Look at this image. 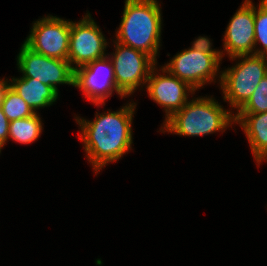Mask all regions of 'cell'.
I'll return each instance as SVG.
<instances>
[{
    "mask_svg": "<svg viewBox=\"0 0 267 266\" xmlns=\"http://www.w3.org/2000/svg\"><path fill=\"white\" fill-rule=\"evenodd\" d=\"M155 66L152 68L147 79V91L149 97L156 103L165 107L167 121L175 112L181 110L187 103V90L194 92L186 82L180 80L164 67L161 69L164 73L169 75L154 74Z\"/></svg>",
    "mask_w": 267,
    "mask_h": 266,
    "instance_id": "8fae6325",
    "label": "cell"
},
{
    "mask_svg": "<svg viewBox=\"0 0 267 266\" xmlns=\"http://www.w3.org/2000/svg\"><path fill=\"white\" fill-rule=\"evenodd\" d=\"M242 126L258 165L267 159V112L236 114L235 121Z\"/></svg>",
    "mask_w": 267,
    "mask_h": 266,
    "instance_id": "4fadbf2b",
    "label": "cell"
},
{
    "mask_svg": "<svg viewBox=\"0 0 267 266\" xmlns=\"http://www.w3.org/2000/svg\"><path fill=\"white\" fill-rule=\"evenodd\" d=\"M191 49L203 52L205 54H211V55H222L223 54L220 51H216L215 49H212L211 43L209 39L206 37H198V39L194 41Z\"/></svg>",
    "mask_w": 267,
    "mask_h": 266,
    "instance_id": "d6986e66",
    "label": "cell"
},
{
    "mask_svg": "<svg viewBox=\"0 0 267 266\" xmlns=\"http://www.w3.org/2000/svg\"><path fill=\"white\" fill-rule=\"evenodd\" d=\"M224 50L229 57L247 55L255 49L254 6L245 0L230 20L224 35ZM254 48V49H253Z\"/></svg>",
    "mask_w": 267,
    "mask_h": 266,
    "instance_id": "7c38bea8",
    "label": "cell"
},
{
    "mask_svg": "<svg viewBox=\"0 0 267 266\" xmlns=\"http://www.w3.org/2000/svg\"><path fill=\"white\" fill-rule=\"evenodd\" d=\"M254 6L255 19V45L257 42L263 44V50H254L253 54L267 56V0H261L258 10Z\"/></svg>",
    "mask_w": 267,
    "mask_h": 266,
    "instance_id": "e0dca14e",
    "label": "cell"
},
{
    "mask_svg": "<svg viewBox=\"0 0 267 266\" xmlns=\"http://www.w3.org/2000/svg\"><path fill=\"white\" fill-rule=\"evenodd\" d=\"M106 46V39L90 13L78 23L71 22L68 61L74 70L106 57Z\"/></svg>",
    "mask_w": 267,
    "mask_h": 266,
    "instance_id": "ba28073f",
    "label": "cell"
},
{
    "mask_svg": "<svg viewBox=\"0 0 267 266\" xmlns=\"http://www.w3.org/2000/svg\"><path fill=\"white\" fill-rule=\"evenodd\" d=\"M192 101V102H191ZM175 112L164 128L183 136H201L222 130L235 121V115L223 109L213 98H196Z\"/></svg>",
    "mask_w": 267,
    "mask_h": 266,
    "instance_id": "3957f363",
    "label": "cell"
},
{
    "mask_svg": "<svg viewBox=\"0 0 267 266\" xmlns=\"http://www.w3.org/2000/svg\"><path fill=\"white\" fill-rule=\"evenodd\" d=\"M24 44L36 53L50 58L68 60L71 21L47 16L34 22Z\"/></svg>",
    "mask_w": 267,
    "mask_h": 266,
    "instance_id": "52a82bcc",
    "label": "cell"
},
{
    "mask_svg": "<svg viewBox=\"0 0 267 266\" xmlns=\"http://www.w3.org/2000/svg\"><path fill=\"white\" fill-rule=\"evenodd\" d=\"M9 84L7 83V81L0 80V107L3 101V97L5 94L6 89L8 88Z\"/></svg>",
    "mask_w": 267,
    "mask_h": 266,
    "instance_id": "44dd1931",
    "label": "cell"
},
{
    "mask_svg": "<svg viewBox=\"0 0 267 266\" xmlns=\"http://www.w3.org/2000/svg\"><path fill=\"white\" fill-rule=\"evenodd\" d=\"M41 130V118L35 113L30 117L11 121L8 137L18 143L28 144L40 136Z\"/></svg>",
    "mask_w": 267,
    "mask_h": 266,
    "instance_id": "9a60e30c",
    "label": "cell"
},
{
    "mask_svg": "<svg viewBox=\"0 0 267 266\" xmlns=\"http://www.w3.org/2000/svg\"><path fill=\"white\" fill-rule=\"evenodd\" d=\"M9 86L35 112L40 107L50 106L58 98V93L49 85L34 78H12Z\"/></svg>",
    "mask_w": 267,
    "mask_h": 266,
    "instance_id": "5bb4252c",
    "label": "cell"
},
{
    "mask_svg": "<svg viewBox=\"0 0 267 266\" xmlns=\"http://www.w3.org/2000/svg\"><path fill=\"white\" fill-rule=\"evenodd\" d=\"M116 51L112 56L115 86L123 95L132 94L144 83L156 62L150 55L121 43H115Z\"/></svg>",
    "mask_w": 267,
    "mask_h": 266,
    "instance_id": "5b68a950",
    "label": "cell"
},
{
    "mask_svg": "<svg viewBox=\"0 0 267 266\" xmlns=\"http://www.w3.org/2000/svg\"><path fill=\"white\" fill-rule=\"evenodd\" d=\"M161 21V11L156 0H126L116 34L117 42L140 50L156 61Z\"/></svg>",
    "mask_w": 267,
    "mask_h": 266,
    "instance_id": "7a4b0ae2",
    "label": "cell"
},
{
    "mask_svg": "<svg viewBox=\"0 0 267 266\" xmlns=\"http://www.w3.org/2000/svg\"><path fill=\"white\" fill-rule=\"evenodd\" d=\"M136 104L129 103L117 112L96 114L93 122L77 118L81 141L96 172L108 162L120 159L132 144L131 122Z\"/></svg>",
    "mask_w": 267,
    "mask_h": 266,
    "instance_id": "6da1fadb",
    "label": "cell"
},
{
    "mask_svg": "<svg viewBox=\"0 0 267 266\" xmlns=\"http://www.w3.org/2000/svg\"><path fill=\"white\" fill-rule=\"evenodd\" d=\"M106 58L108 57L75 69L74 86L80 88L86 97L96 105L105 104V99L112 95L114 90L124 97L115 86L112 62Z\"/></svg>",
    "mask_w": 267,
    "mask_h": 266,
    "instance_id": "30bf717a",
    "label": "cell"
},
{
    "mask_svg": "<svg viewBox=\"0 0 267 266\" xmlns=\"http://www.w3.org/2000/svg\"><path fill=\"white\" fill-rule=\"evenodd\" d=\"M242 62L222 72L220 85L224 99L239 111L250 99L260 81L267 75V57L247 54L232 57Z\"/></svg>",
    "mask_w": 267,
    "mask_h": 266,
    "instance_id": "277c9868",
    "label": "cell"
},
{
    "mask_svg": "<svg viewBox=\"0 0 267 266\" xmlns=\"http://www.w3.org/2000/svg\"><path fill=\"white\" fill-rule=\"evenodd\" d=\"M267 112V75L260 81L254 93L237 114Z\"/></svg>",
    "mask_w": 267,
    "mask_h": 266,
    "instance_id": "ac0fdd59",
    "label": "cell"
},
{
    "mask_svg": "<svg viewBox=\"0 0 267 266\" xmlns=\"http://www.w3.org/2000/svg\"><path fill=\"white\" fill-rule=\"evenodd\" d=\"M17 65L23 78H34L51 86L57 93V84L74 86L75 70L68 60L50 58L36 53L24 43L17 56Z\"/></svg>",
    "mask_w": 267,
    "mask_h": 266,
    "instance_id": "8992f818",
    "label": "cell"
},
{
    "mask_svg": "<svg viewBox=\"0 0 267 266\" xmlns=\"http://www.w3.org/2000/svg\"><path fill=\"white\" fill-rule=\"evenodd\" d=\"M1 108L10 122L36 113L10 86L5 91Z\"/></svg>",
    "mask_w": 267,
    "mask_h": 266,
    "instance_id": "2e32d148",
    "label": "cell"
},
{
    "mask_svg": "<svg viewBox=\"0 0 267 266\" xmlns=\"http://www.w3.org/2000/svg\"><path fill=\"white\" fill-rule=\"evenodd\" d=\"M10 121L0 107V145L3 147L8 140Z\"/></svg>",
    "mask_w": 267,
    "mask_h": 266,
    "instance_id": "ffe728a7",
    "label": "cell"
},
{
    "mask_svg": "<svg viewBox=\"0 0 267 266\" xmlns=\"http://www.w3.org/2000/svg\"><path fill=\"white\" fill-rule=\"evenodd\" d=\"M223 55H211L188 49L175 55L164 68L197 90L206 82L213 81Z\"/></svg>",
    "mask_w": 267,
    "mask_h": 266,
    "instance_id": "9c48e42d",
    "label": "cell"
}]
</instances>
